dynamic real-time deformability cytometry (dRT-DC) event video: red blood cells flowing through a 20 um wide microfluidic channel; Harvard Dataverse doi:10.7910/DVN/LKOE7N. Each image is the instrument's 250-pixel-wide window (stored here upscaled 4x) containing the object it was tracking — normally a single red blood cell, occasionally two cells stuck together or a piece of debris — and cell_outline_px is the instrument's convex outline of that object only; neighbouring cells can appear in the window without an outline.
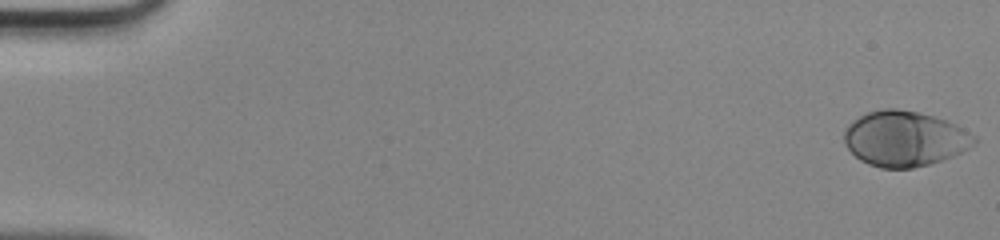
{"species": "human", "species_latin": "Homo sapiens", "temperature_condition": "room temperature", "stored_images_in_passage": 48, "camera_frame_rate_fps": 3000, "um_per_image_px": 0.085, "donor": {"sex": "male"}, "frame": {"image": 1, "passage_image": 1, "time_ms": 0.0, "image_size_px": [1000, 240], "cell_outline_px": [[976, 144], [952, 156], [928, 164], [912, 168], [880, 168], [868, 164], [860, 160], [844, 144], [844, 132], [848, 124], [852, 120], [868, 112], [884, 108], [896, 108], [920, 112], [948, 120], [956, 124], [976, 136]], "centroid_in_image_um": [76.89, 11.77], "position_along_channel_um": 8.1, "area_um2": 42.02}}
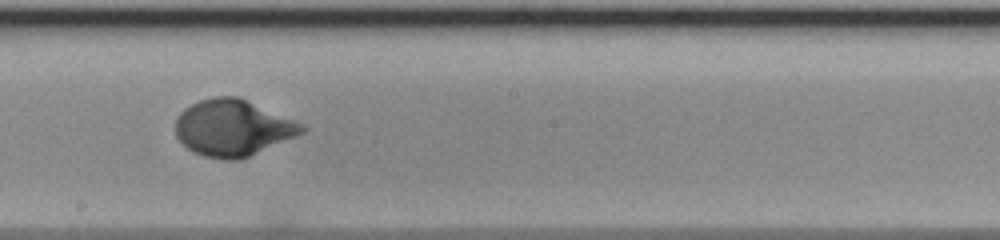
{"frame": {"image": 2, "passage_image": 28, "time_ms": 9.0, "image_size_px": [1000, 240], "cell_outline_px": [[308, 128], [304, 132], [296, 136], [240, 160], [224, 160], [204, 156], [188, 148], [176, 136], [176, 116], [184, 108], [200, 100], [216, 96], [240, 96], [304, 124]], "centroid_in_image_um": [19.81, 10.85], "position_along_channel_um": 228.4, "area_um2": 41.62}}
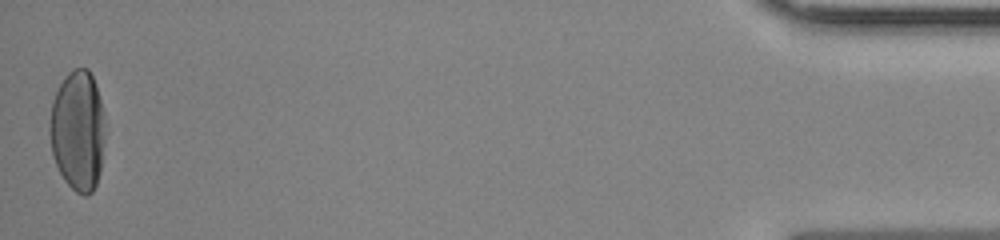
{"frame": {"image": 3, "passage_image": 48, "time_ms": 15.667, "image_size_px": [1000, 240], "cell_outline_px": [[104, 140], [100, 172], [96, 184], [92, 192], [88, 196], [84, 196], [76, 192], [64, 180], [52, 156], [48, 132], [48, 128], [52, 100], [60, 84], [68, 72], [72, 68], [88, 68], [96, 84], [100, 100], [104, 120]], "centroid_in_image_um": [6.59, 11.11], "position_along_channel_um": 428.6, "area_um2": 39.19}}